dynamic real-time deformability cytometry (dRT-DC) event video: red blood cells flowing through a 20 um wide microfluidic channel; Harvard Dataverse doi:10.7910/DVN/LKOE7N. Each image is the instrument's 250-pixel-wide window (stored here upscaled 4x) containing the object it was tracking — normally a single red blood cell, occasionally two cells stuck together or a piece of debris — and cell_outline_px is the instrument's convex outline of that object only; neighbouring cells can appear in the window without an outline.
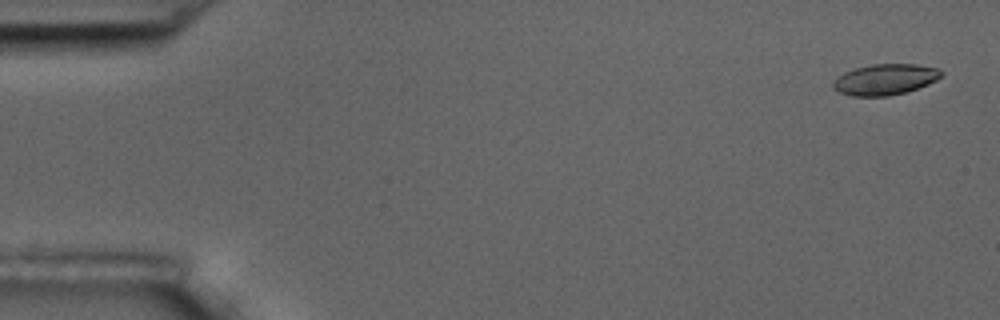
{"species": "common noctule bat (a hibernating species)", "species_latin": "Nyctalus noctula", "temperature_condition": "room temperature", "stored_images_in_passage": 15, "camera_frame_rate_fps": 3000, "um_per_image_px": 0.085, "animal": {"sex": "male", "body_mass_g": 17.5, "forearm_length_mm": 52.3}, "frame": {"image": 1, "passage_image": 1, "time_ms": 0.0, "image_size_px": [1000, 320], "cell_outline_px": [[944, 72], [936, 80], [928, 84], [904, 92], [888, 96], [852, 96], [840, 92], [832, 88], [832, 84], [844, 72], [856, 68], [872, 64], [916, 64], [940, 68]], "centroid_in_image_um": [75.26, 6.74], "position_along_channel_um": 9.7, "area_um2": 19.31}}
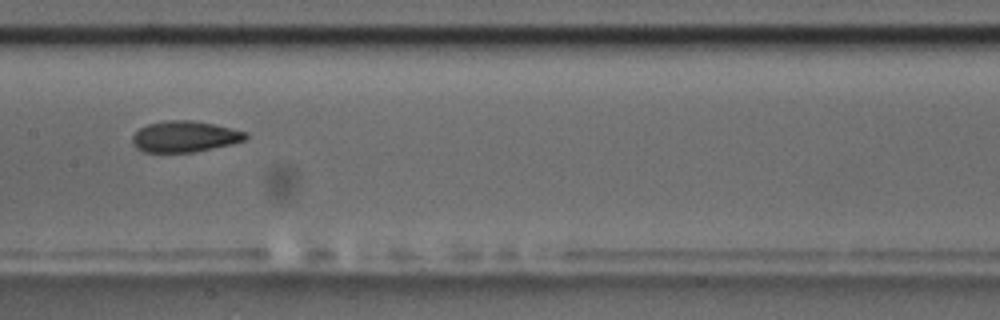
{"frame": {"image": 2, "passage_image": 8, "time_ms": 9.0, "image_size_px": [1000, 320], "cell_outline_px": [[248, 136], [244, 140], [232, 144], [192, 152], [144, 152], [136, 148], [132, 144], [132, 136], [140, 128], [148, 124], [168, 120], [192, 120], [212, 124], [248, 132]], "centroid_in_image_um": [15.68, 11.61], "position_along_channel_um": 191.7, "area_um2": 20.4}}
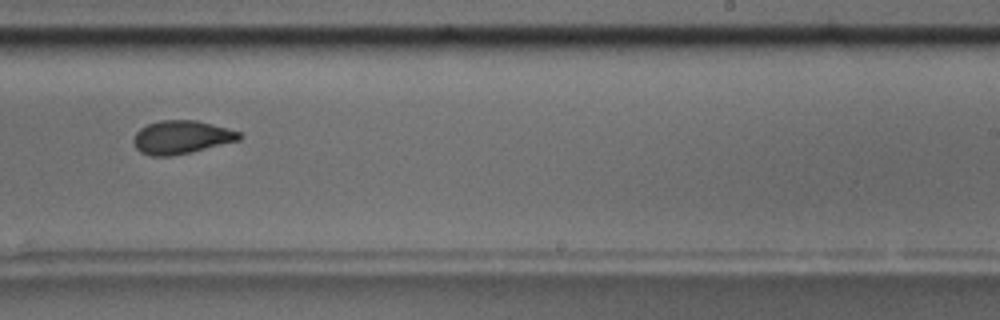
{"frame": {"image": 3, "passage_image": 10, "time_ms": 11.333, "image_size_px": [1000, 320], "cell_outline_px": [[244, 136], [240, 140], [192, 152], [172, 156], [152, 156], [140, 152], [136, 148], [132, 140], [136, 132], [140, 128], [148, 124], [160, 120], [196, 120], [212, 124], [240, 132]], "centroid_in_image_um": [15.42, 11.67], "position_along_channel_um": 273.6, "area_um2": 20.63}, "authors_computed_cell_mechanics": {"area_um2": 20.519, "velocity_mm_per_s": 3.5211, "shape_relaxation_time_tau1_ms": 9.8405, "shape_relaxation_time_tau2_ms": 3.3304, "deformation_change_tau1": 0.2313, "deformation_change_tau2": 0.0772}}